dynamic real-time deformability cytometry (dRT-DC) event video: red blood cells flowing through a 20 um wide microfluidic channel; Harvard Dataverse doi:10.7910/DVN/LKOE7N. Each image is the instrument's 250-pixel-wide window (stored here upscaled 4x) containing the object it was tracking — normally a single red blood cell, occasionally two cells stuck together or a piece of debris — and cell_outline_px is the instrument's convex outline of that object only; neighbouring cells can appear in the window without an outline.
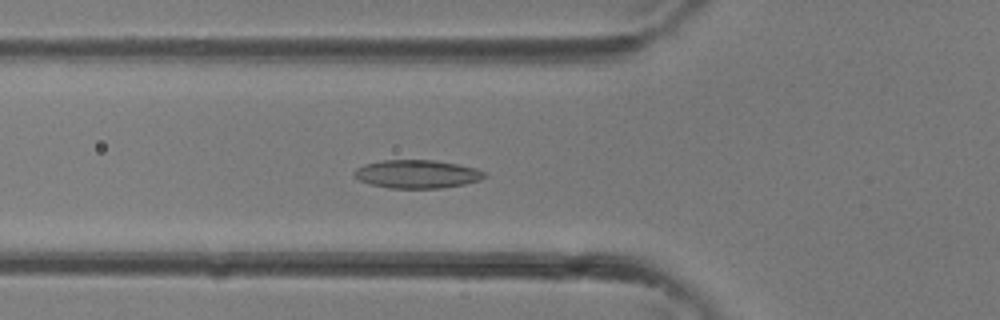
{"species": "common noctule bat (a hibernating species)", "species_latin": "Nyctalus noctula", "temperature_condition": "room temperature", "stored_images_in_passage": 35, "camera_frame_rate_fps": 3000, "um_per_image_px": 0.085, "animal": {"sex": "female"}, "frame": {"image": 1, "passage_image": 12, "time_ms": 3.667, "image_size_px": [1000, 320], "cell_outline_px": [[488, 176], [480, 180], [464, 184], [440, 188], [388, 188], [368, 184], [352, 176], [352, 172], [356, 168], [364, 164], [380, 160], [436, 160], [476, 168], [484, 172]], "centroid_in_image_um": [35.4, 14.79], "position_along_channel_um": 90.4, "area_um2": 21.68}}
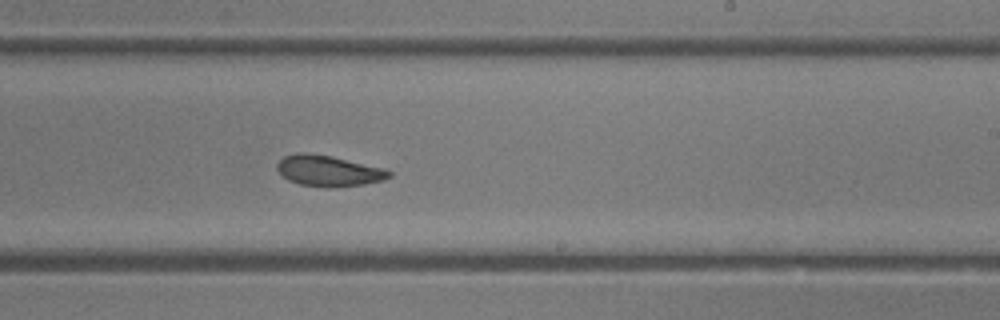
{"frame": {"image": 2, "passage_image": 21, "time_ms": 6.667, "image_size_px": [1000, 320], "cell_outline_px": [[392, 176], [384, 180], [364, 184], [336, 188], [328, 188], [300, 184], [288, 180], [276, 168], [276, 164], [284, 156], [296, 152], [308, 152], [332, 156], [384, 168], [392, 172]], "centroid_in_image_um": [27.93, 14.52], "position_along_channel_um": 261.1, "area_um2": 20.4}}
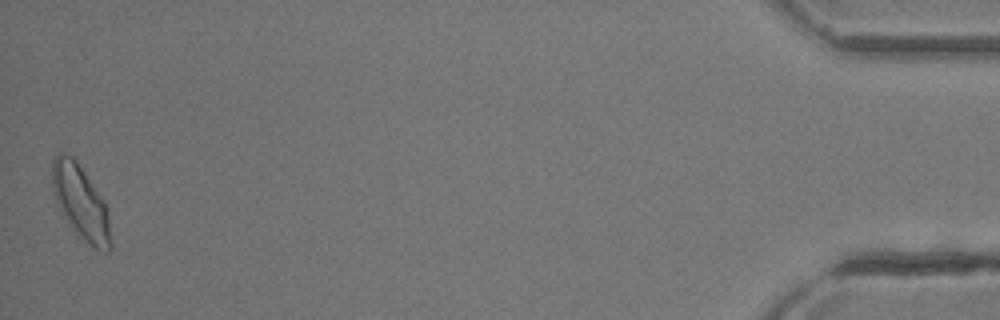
{"frame": {"image": 3, "passage_image": 35, "time_ms": 11.333, "image_size_px": [1000, 320], "cell_outline_px": [[112, 248], [108, 252], [104, 252], [96, 248], [72, 228], [60, 212], [56, 204], [52, 192], [52, 160], [60, 152], [64, 152], [72, 156], [76, 160], [104, 200], [108, 220], [112, 244]], "centroid_in_image_um": [6.83, 17.16], "position_along_channel_um": 428.4, "area_um2": 24.97}}